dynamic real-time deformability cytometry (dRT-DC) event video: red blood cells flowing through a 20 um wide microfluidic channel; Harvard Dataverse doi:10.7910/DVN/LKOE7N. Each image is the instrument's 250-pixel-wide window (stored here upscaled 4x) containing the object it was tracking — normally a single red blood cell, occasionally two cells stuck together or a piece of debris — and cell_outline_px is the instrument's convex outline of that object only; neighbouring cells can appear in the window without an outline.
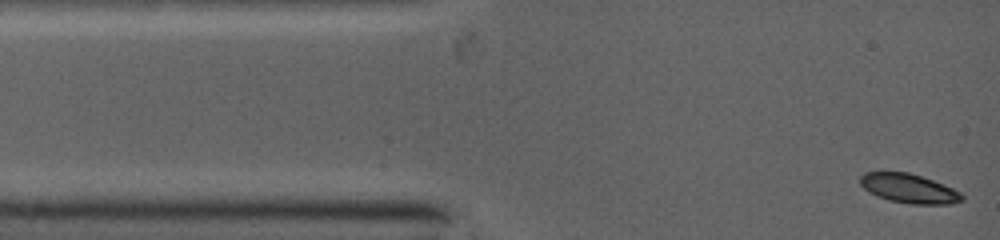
{"species": "common noctule bat (a hibernating species)", "species_latin": "Nyctalus noctula", "temperature_condition": "warm", "stored_images_in_passage": 13, "camera_frame_rate_fps": 5000, "um_per_image_px": 0.085, "animal": {"sex": "female", "body_mass_g": 19.0, "forearm_length_mm": 53.3}, "frame": {"image": 1, "passage_image": 1, "time_ms": 0.0, "image_size_px": [1000, 240], "cell_outline_px": [[964, 200], [948, 204], [912, 204], [888, 200], [876, 196], [868, 192], [860, 184], [860, 176], [864, 172], [908, 172], [932, 180], [952, 188], [960, 192], [964, 196]], "centroid_in_image_um": [77.23, 16.02], "position_along_channel_um": 7.8, "area_um2": 17.28}}
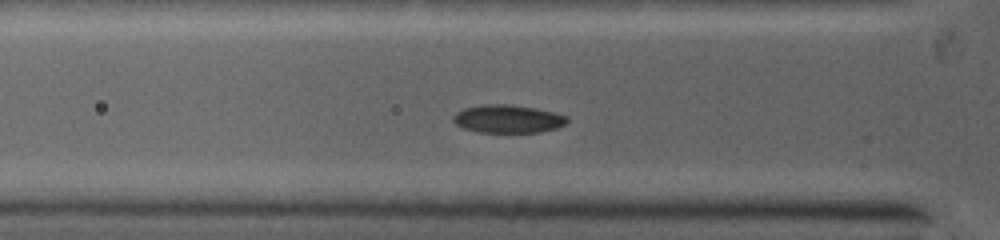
{"frame": {"image": 2, "passage_image": 8, "time_ms": 3.0, "image_size_px": [1000, 240], "cell_outline_px": [[568, 120], [564, 124], [556, 128], [540, 132], [476, 132], [464, 128], [456, 124], [452, 120], [456, 112], [464, 108], [484, 104], [504, 104], [532, 108], [552, 112], [564, 116]], "centroid_in_image_um": [43.11, 10.11], "position_along_channel_um": 82.7, "area_um2": 18.26}}
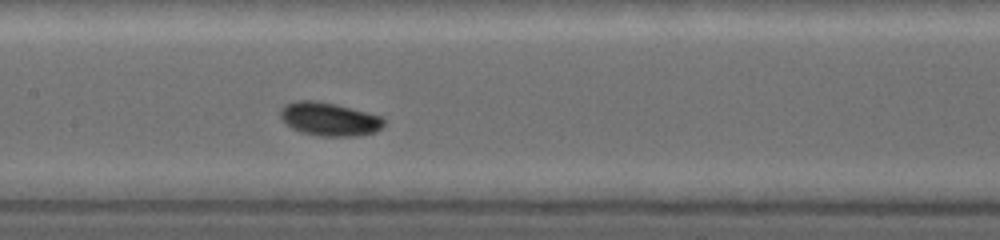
{"frame": {"image": 3, "passage_image": 13, "time_ms": 5.2, "image_size_px": [1000, 240], "cell_outline_px": [[384, 124], [380, 128], [372, 132], [360, 136], [320, 136], [300, 132], [292, 128], [280, 116], [280, 112], [288, 104], [304, 100], [308, 100], [332, 104], [380, 116], [384, 120]], "centroid_in_image_um": [28.0, 10.16], "position_along_channel_um": 179.4, "area_um2": 19.36}}